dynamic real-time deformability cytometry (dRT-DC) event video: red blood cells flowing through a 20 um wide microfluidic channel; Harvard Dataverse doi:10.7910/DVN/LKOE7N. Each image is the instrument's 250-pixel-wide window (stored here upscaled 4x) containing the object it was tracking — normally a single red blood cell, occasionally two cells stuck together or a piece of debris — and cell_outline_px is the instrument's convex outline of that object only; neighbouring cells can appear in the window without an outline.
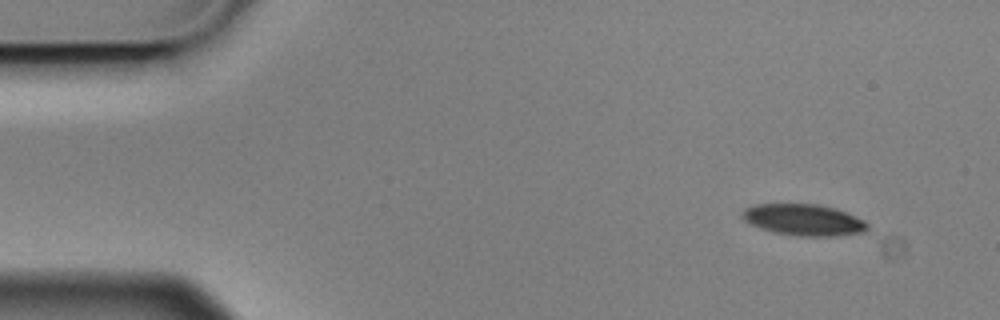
{"species": "Egyptian fruit bat (a non-hibernating species)", "species_latin": "Rousettus aegyptiacus", "temperature_condition": "cold", "stored_images_in_passage": 4, "camera_frame_rate_fps": 3000, "um_per_image_px": 0.085, "animal": {"sex": "male"}, "frame": {"image": 1, "passage_image": 1, "time_ms": 0.0, "image_size_px": [1000, 320], "cell_outline_px": [[868, 228], [864, 232], [836, 236], [796, 236], [776, 232], [760, 228], [748, 224], [740, 216], [740, 212], [744, 208], [756, 204], [816, 204], [836, 208], [864, 220], [868, 224]], "centroid_in_image_um": [68.27, 18.68], "position_along_channel_um": 16.7, "area_um2": 23.06}}
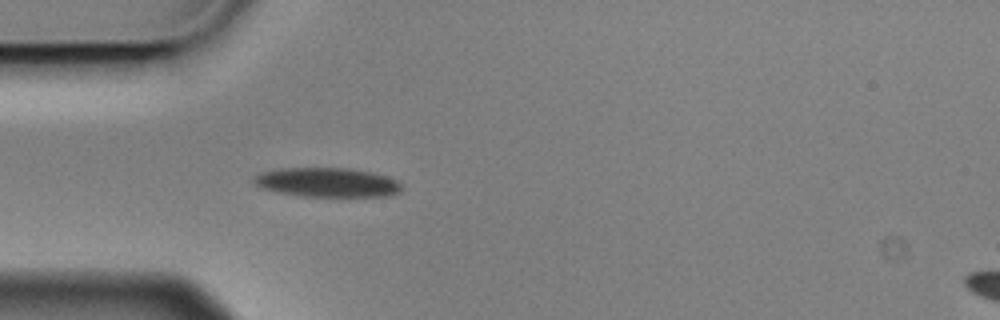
{"frame": {"image": 2, "passage_image": 4, "time_ms": 1.0, "image_size_px": [1000, 320], "cell_outline_px": [[400, 192], [388, 196], [304, 196], [280, 192], [260, 188], [252, 180], [252, 176], [260, 172], [280, 168], [352, 168], [372, 172], [396, 180], [400, 184]], "centroid_in_image_um": [27.77, 15.49], "position_along_channel_um": 57.2, "area_um2": 25.14}}